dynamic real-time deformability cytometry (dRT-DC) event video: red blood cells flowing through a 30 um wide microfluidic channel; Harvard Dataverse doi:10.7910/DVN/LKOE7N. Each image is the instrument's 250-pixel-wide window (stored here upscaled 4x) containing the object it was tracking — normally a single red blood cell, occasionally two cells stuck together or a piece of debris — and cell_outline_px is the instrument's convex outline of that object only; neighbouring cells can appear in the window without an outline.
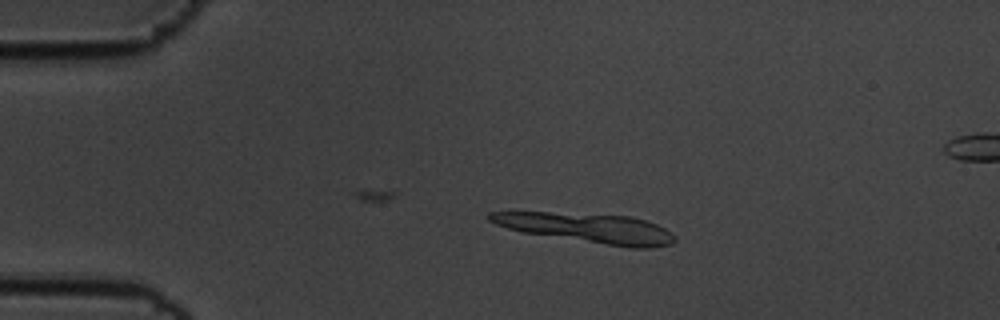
{"species": "common noctule bat (a hibernating species)", "species_latin": "Nyctalus noctula", "temperature_condition": "cold", "stored_images_in_passage": 56, "segment_of_instrument_passage": [1, 2], "camera_frame_rate_fps": 3000, "um_per_image_px": 0.085, "animal": {"sex": "male", "body_mass_g": 19.5, "forearm_length_mm": 54.6}, "frame": {"image": 1, "passage_image": 11, "time_ms": 3.333, "image_size_px": [1000, 320], "cell_outline_px": [[676, 240], [672, 244], [652, 248], [632, 248], [520, 232], [496, 224], [488, 220], [488, 212], [548, 212], [628, 216], [644, 220], [656, 224], [664, 228], [676, 236]], "centroid_in_image_um": [49.95, 19.39], "position_along_channel_um": 35.1, "area_um2": 31.73}}